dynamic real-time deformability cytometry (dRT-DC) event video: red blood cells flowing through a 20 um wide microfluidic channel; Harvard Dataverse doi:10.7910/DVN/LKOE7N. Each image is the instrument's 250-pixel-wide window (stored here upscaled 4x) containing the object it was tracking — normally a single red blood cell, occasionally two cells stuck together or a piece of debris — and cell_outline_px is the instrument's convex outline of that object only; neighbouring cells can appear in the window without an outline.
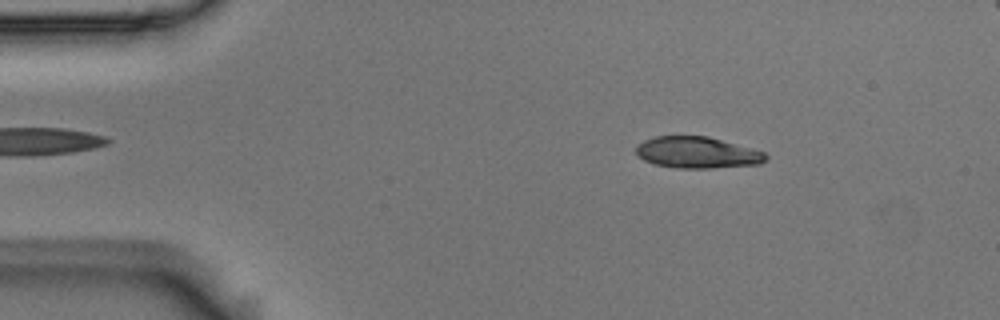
{"species": "Egyptian fruit bat (a non-hibernating species)", "species_latin": "Rousettus aegyptiacus", "temperature_condition": "room temperature", "stored_images_in_passage": 5, "segment_of_instrument_passage": [1, 2], "camera_frame_rate_fps": 3000, "um_per_image_px": 0.085, "animal": {"sex": "male"}, "frame": {"image": 1, "passage_image": 2, "time_ms": 0.333, "image_size_px": [1000, 320], "cell_outline_px": [[768, 156], [760, 164], [712, 168], [676, 168], [656, 164], [644, 160], [636, 156], [636, 144], [644, 140], [656, 136], [708, 136], [752, 148], [764, 152]], "centroid_in_image_um": [59.24, 12.96], "position_along_channel_um": 25.8, "area_um2": 23.81}}